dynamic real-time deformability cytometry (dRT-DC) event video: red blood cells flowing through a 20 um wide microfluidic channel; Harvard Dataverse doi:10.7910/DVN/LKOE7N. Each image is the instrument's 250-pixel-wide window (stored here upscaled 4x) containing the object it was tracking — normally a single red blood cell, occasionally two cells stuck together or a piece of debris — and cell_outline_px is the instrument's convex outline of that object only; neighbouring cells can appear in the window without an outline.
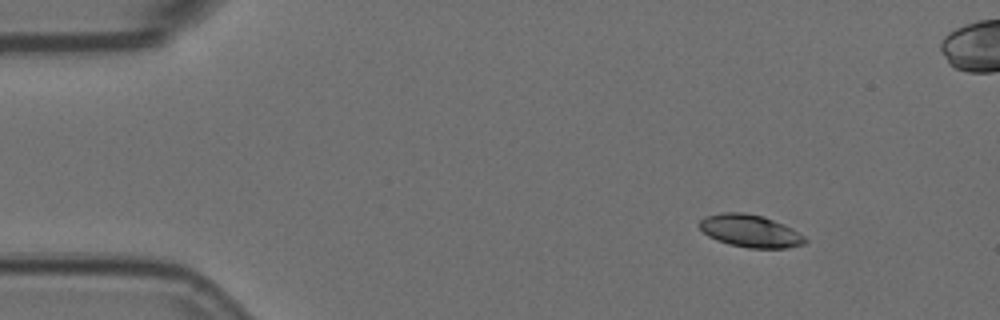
{"species": "Egyptian fruit bat (a non-hibernating species)", "species_latin": "Rousettus aegyptiacus", "temperature_condition": "room temperature", "stored_images_in_passage": 7, "camera_frame_rate_fps": 3000, "um_per_image_px": 0.085, "animal": {"sex": "female"}, "frame": {"image": 1, "passage_image": 1, "time_ms": 0.0, "image_size_px": [1000, 320], "cell_outline_px": [[808, 240], [804, 244], [784, 248], [748, 248], [728, 244], [716, 240], [708, 236], [696, 224], [704, 216], [724, 212], [744, 212], [764, 216], [792, 228], [804, 236]], "centroid_in_image_um": [63.74, 19.62], "position_along_channel_um": 21.3, "area_um2": 20.17}}